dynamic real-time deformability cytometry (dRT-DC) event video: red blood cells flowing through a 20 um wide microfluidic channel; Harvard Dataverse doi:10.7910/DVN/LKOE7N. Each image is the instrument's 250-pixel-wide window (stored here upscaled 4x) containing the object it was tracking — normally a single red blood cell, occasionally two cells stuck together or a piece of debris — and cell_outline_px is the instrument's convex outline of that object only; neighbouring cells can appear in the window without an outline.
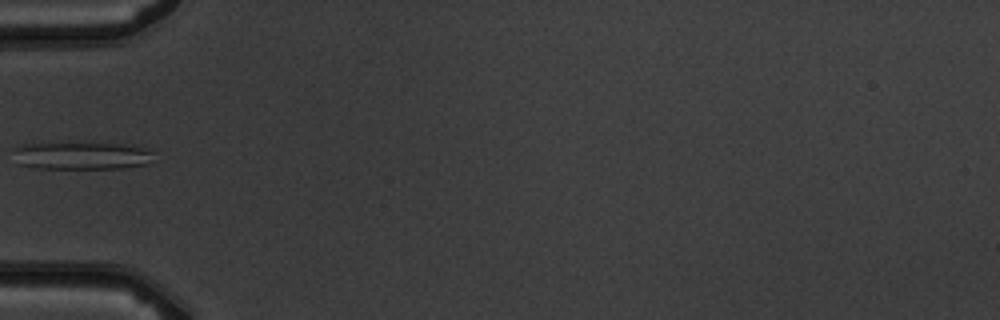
{"species": "common noctule bat (a hibernating species)", "species_latin": "Nyctalus noctula", "temperature_condition": "warm", "stored_images_in_passage": 6, "camera_frame_rate_fps": 3000, "um_per_image_px": 0.085, "animal": {"sex": "male", "body_mass_g": 19.5, "forearm_length_mm": 54.6}, "frame": {"image": 1, "passage_image": 5, "time_ms": 4.667, "image_size_px": [1000, 320], "cell_outline_px": [[152, 152], [148, 164], [124, 168], [36, 168], [20, 164], [12, 148], [20, 144], [68, 140], [140, 144], [148, 148]], "centroid_in_image_um": [6.96, 13.15], "position_along_channel_um": 78.0, "area_um2": 24.04}}
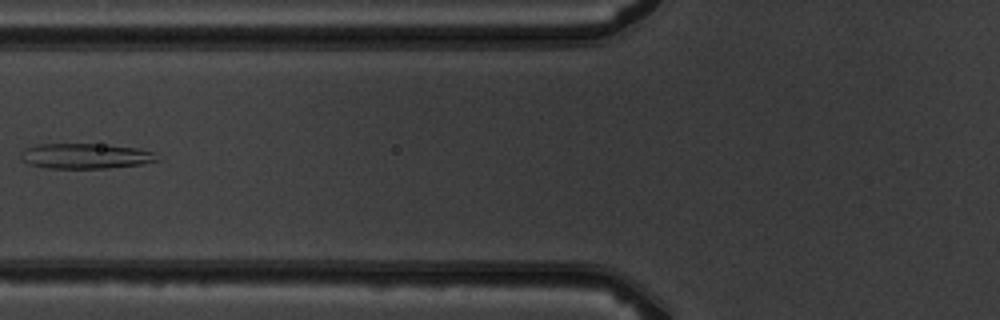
{"frame": {"image": 2, "passage_image": 6, "time_ms": 5.667, "image_size_px": [1000, 320], "cell_outline_px": [[160, 160], [140, 164], [108, 168], [48, 168], [28, 164], [20, 156], [20, 152], [24, 148], [36, 144], [100, 144], [136, 148], [152, 152]], "centroid_in_image_um": [7.21, 13.26], "position_along_channel_um": 118.6, "area_um2": 19.94}}